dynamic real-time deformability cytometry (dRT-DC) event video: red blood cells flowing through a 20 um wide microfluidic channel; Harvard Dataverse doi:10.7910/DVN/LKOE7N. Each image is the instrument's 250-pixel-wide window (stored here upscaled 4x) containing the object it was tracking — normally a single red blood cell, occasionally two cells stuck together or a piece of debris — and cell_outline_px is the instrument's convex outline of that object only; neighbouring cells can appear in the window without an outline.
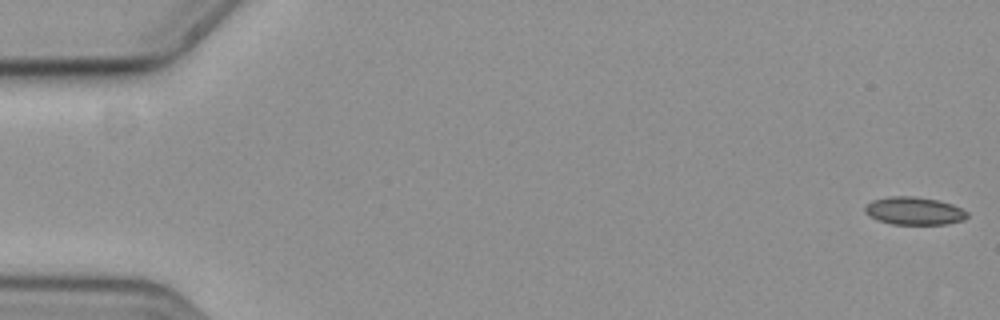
{"species": "common noctule bat (a hibernating species)", "species_latin": "Nyctalus noctula", "temperature_condition": "cold", "stored_images_in_passage": 56, "camera_frame_rate_fps": 3000, "um_per_image_px": 0.085, "animal": {"sex": "female", "body_mass_g": 19.3, "forearm_length_mm": 54.1}, "frame": {"image": 1, "passage_image": 1, "time_ms": 0.0, "image_size_px": [1000, 320], "cell_outline_px": [[968, 216], [964, 220], [948, 224], [892, 224], [876, 220], [868, 216], [864, 212], [864, 208], [872, 200], [888, 196], [912, 196], [936, 200], [952, 204], [968, 212]], "centroid_in_image_um": [77.68, 17.93], "position_along_channel_um": 7.3, "area_um2": 16.65}}
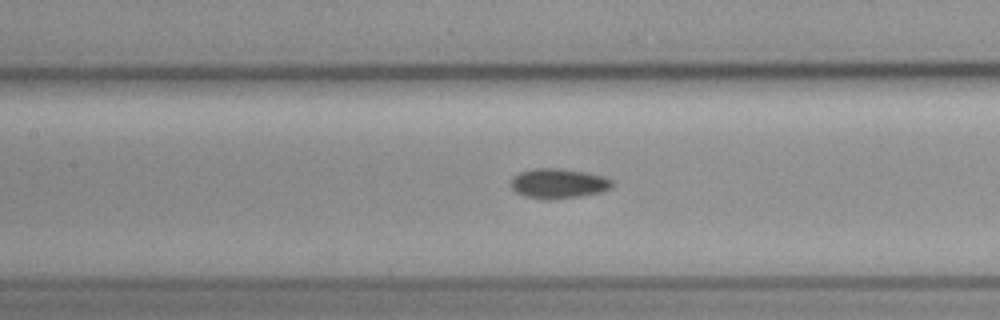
{"frame": {"image": 2, "passage_image": 27, "time_ms": 8.667, "image_size_px": [1000, 320], "cell_outline_px": [[612, 184], [608, 188], [600, 192], [580, 196], [552, 200], [544, 200], [524, 196], [516, 192], [512, 188], [512, 180], [520, 172], [532, 168], [560, 168], [584, 172], [604, 176], [612, 180]], "centroid_in_image_um": [47.44, 15.6], "position_along_channel_um": 160.0, "area_um2": 17.51}}
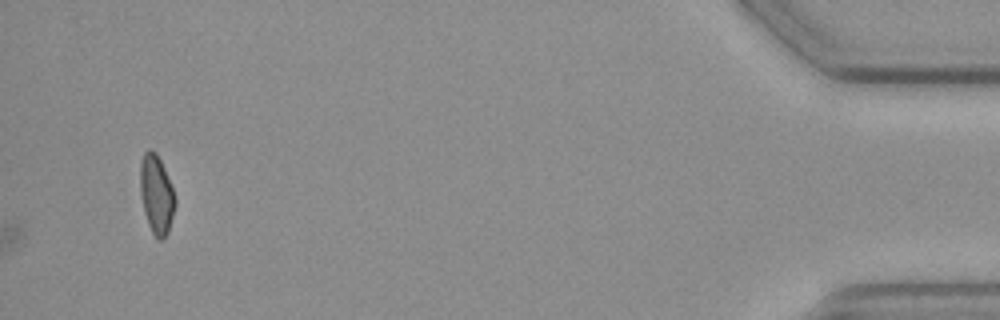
{"frame": {"image": 3, "passage_image": 56, "time_ms": 18.333, "image_size_px": [1000, 320], "cell_outline_px": [[176, 204], [168, 232], [164, 240], [156, 240], [148, 224], [144, 212], [140, 192], [140, 164], [144, 152], [148, 148], [156, 152], [164, 168], [176, 196]], "centroid_in_image_um": [13.3, 16.55], "position_along_channel_um": 421.9, "area_um2": 16.24}}